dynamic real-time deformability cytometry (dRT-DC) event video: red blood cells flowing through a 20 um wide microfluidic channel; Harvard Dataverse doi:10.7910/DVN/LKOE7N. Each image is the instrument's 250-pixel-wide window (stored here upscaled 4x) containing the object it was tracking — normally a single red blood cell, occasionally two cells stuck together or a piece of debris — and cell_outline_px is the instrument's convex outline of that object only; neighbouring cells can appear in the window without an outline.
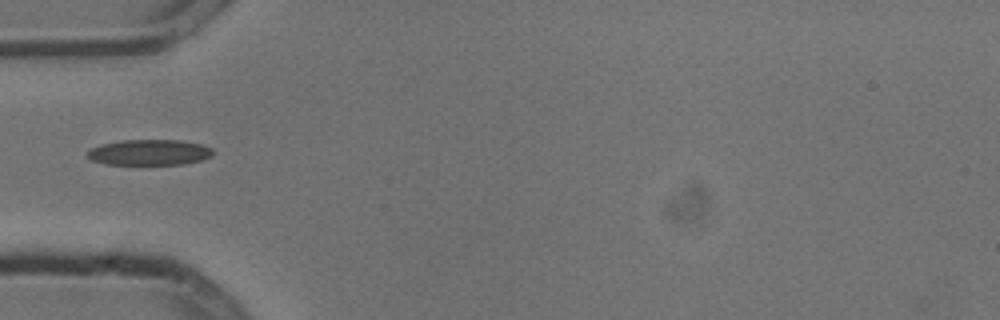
{"species": "common noctule bat (a hibernating species)", "species_latin": "Nyctalus noctula", "temperature_condition": "cold", "stored_images_in_passage": 3, "camera_frame_rate_fps": 3000, "um_per_image_px": 0.085, "animal": {"sex": "male", "body_mass_g": 13.3}, "frame": {"image": 1, "passage_image": 2, "time_ms": 0.333, "image_size_px": [1000, 320], "cell_outline_px": [[212, 156], [200, 160], [184, 164], [104, 164], [92, 160], [88, 156], [88, 152], [92, 148], [100, 144], [120, 140], [180, 140], [200, 144], [212, 148]], "centroid_in_image_um": [12.69, 12.94], "position_along_channel_um": 72.3, "area_um2": 18.67}}
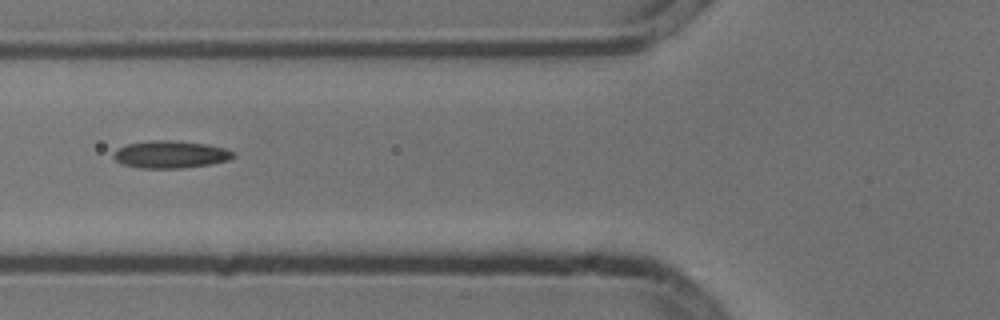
{"frame": {"image": 2, "passage_image": 3, "time_ms": 0.667, "image_size_px": [1000, 320], "cell_outline_px": [[236, 156], [228, 160], [212, 164], [180, 168], [140, 168], [124, 164], [116, 160], [112, 156], [112, 152], [128, 144], [152, 140], [176, 140], [208, 144], [224, 148], [236, 152]], "centroid_in_image_um": [14.54, 13.12], "position_along_channel_um": 111.3, "area_um2": 19.19}}